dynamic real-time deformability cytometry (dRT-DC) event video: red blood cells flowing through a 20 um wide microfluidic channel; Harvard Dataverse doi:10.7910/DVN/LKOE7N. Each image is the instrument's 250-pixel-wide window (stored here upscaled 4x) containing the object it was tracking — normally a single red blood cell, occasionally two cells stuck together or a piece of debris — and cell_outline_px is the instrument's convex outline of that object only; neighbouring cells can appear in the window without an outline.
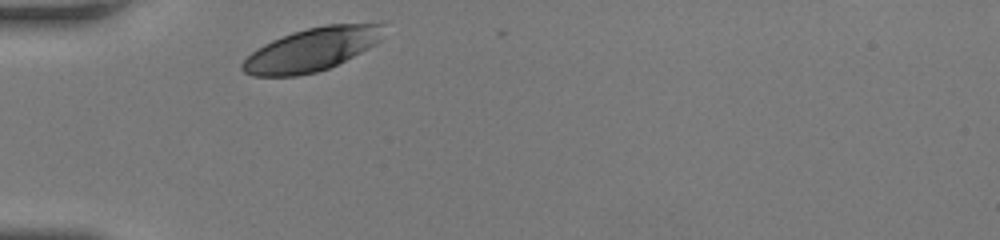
{"species": "human", "species_latin": "Homo sapiens", "temperature_condition": "room temperature", "stored_images_in_passage": 27, "camera_frame_rate_fps": 3000, "um_per_image_px": 0.085, "donor": {"sex": "female"}, "frame": {"image": 1, "passage_image": 1, "time_ms": 0.0, "image_size_px": [1000, 240], "cell_outline_px": [[384, 24], [380, 40], [376, 44], [328, 68], [316, 72], [296, 76], [252, 76], [244, 72], [240, 68], [240, 64], [252, 52], [264, 44], [272, 40], [292, 32], [308, 28], [328, 24]], "centroid_in_image_um": [26.44, 4.22], "position_along_channel_um": 58.6, "area_um2": 35.03}}
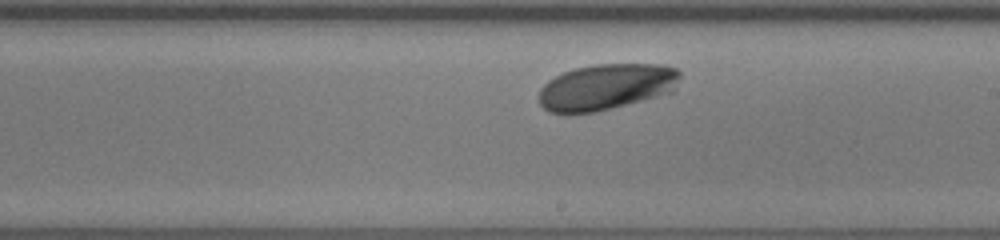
{"frame": {"image": 2, "passage_image": 16, "time_ms": 5.0, "image_size_px": [1000, 240], "cell_outline_px": [[680, 76], [676, 92], [596, 112], [568, 116], [548, 112], [540, 104], [540, 88], [548, 80], [564, 72], [576, 68], [596, 64], [664, 64], [676, 68], [680, 72]], "centroid_in_image_um": [51.55, 7.41], "position_along_channel_um": 237.4, "area_um2": 38.73}}
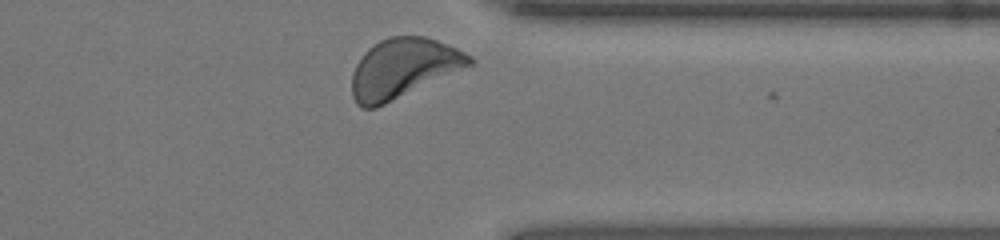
{"frame": {"image": 3, "passage_image": 27, "time_ms": 8.667, "image_size_px": [1000, 240], "cell_outline_px": [[476, 64], [472, 68], [376, 108], [360, 108], [356, 104], [352, 96], [352, 72], [356, 64], [364, 52], [372, 44], [388, 36], [424, 36], [448, 44], [472, 56], [476, 60]], "centroid_in_image_um": [34.35, 5.82], "position_along_channel_um": 377.0, "area_um2": 42.02}, "authors_computed_cell_mechanics": {"area_um2": 37.1076, "velocity_mm_per_s": 3.8192, "shape_relaxation_time_tau1_ms": 0.885, "shape_relaxation_time_tau2_ms": null, "deformation_change_tau1": 0.0712, "deformation_change_tau2": null}}